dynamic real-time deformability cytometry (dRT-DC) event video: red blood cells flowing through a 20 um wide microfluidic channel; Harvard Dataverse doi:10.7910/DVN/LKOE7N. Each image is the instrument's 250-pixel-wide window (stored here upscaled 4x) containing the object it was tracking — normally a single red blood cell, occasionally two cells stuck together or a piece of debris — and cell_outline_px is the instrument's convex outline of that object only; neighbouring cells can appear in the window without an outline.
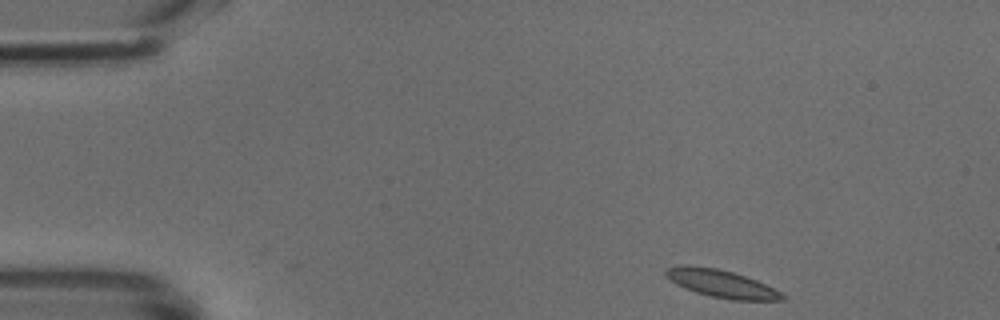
{"species": "common noctule bat (a hibernating species)", "species_latin": "Nyctalus noctula", "temperature_condition": "cold", "stored_images_in_passage": 44, "camera_frame_rate_fps": 3000, "um_per_image_px": 0.085, "animal": {"sex": "male", "body_mass_g": 18.8}, "frame": {"image": 1, "passage_image": 1, "time_ms": 0.0, "image_size_px": [1000, 320], "cell_outline_px": [[784, 300], [732, 300], [712, 296], [696, 292], [676, 284], [664, 272], [664, 268], [716, 268], [732, 272], [756, 280], [780, 292], [784, 296]], "centroid_in_image_um": [61.4, 24.16], "position_along_channel_um": 23.6, "area_um2": 17.63}}
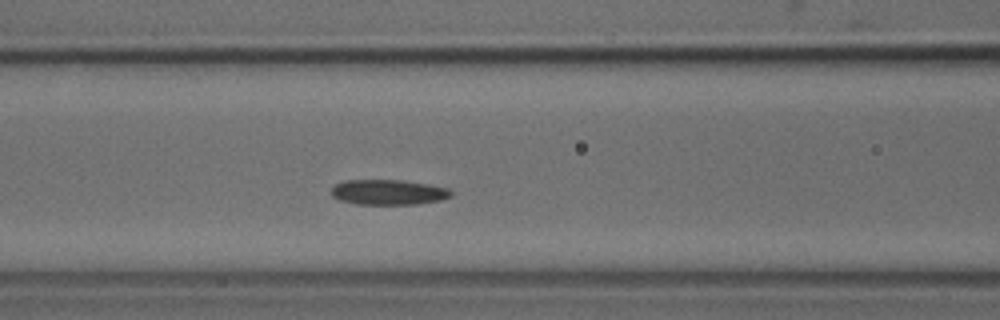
{"frame": {"image": 2, "passage_image": 15, "time_ms": 4.667, "image_size_px": [1000, 320], "cell_outline_px": [[452, 196], [440, 200], [416, 204], [356, 204], [340, 200], [332, 196], [332, 188], [336, 184], [344, 180], [404, 180], [428, 184], [448, 188], [452, 192]], "centroid_in_image_um": [33.02, 16.33], "position_along_channel_um": 133.6, "area_um2": 17.57}}
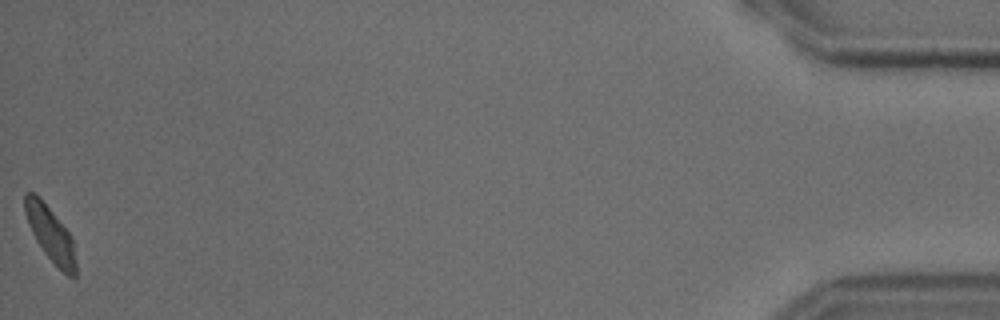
{"frame": {"image": 3, "passage_image": 44, "time_ms": 14.333, "image_size_px": [1000, 320], "cell_outline_px": [[76, 276], [68, 276], [44, 252], [36, 240], [28, 224], [24, 212], [24, 192], [32, 192], [52, 212], [72, 236], [76, 264]], "centroid_in_image_um": [4.28, 19.89], "position_along_channel_um": 430.9, "area_um2": 15.78}}